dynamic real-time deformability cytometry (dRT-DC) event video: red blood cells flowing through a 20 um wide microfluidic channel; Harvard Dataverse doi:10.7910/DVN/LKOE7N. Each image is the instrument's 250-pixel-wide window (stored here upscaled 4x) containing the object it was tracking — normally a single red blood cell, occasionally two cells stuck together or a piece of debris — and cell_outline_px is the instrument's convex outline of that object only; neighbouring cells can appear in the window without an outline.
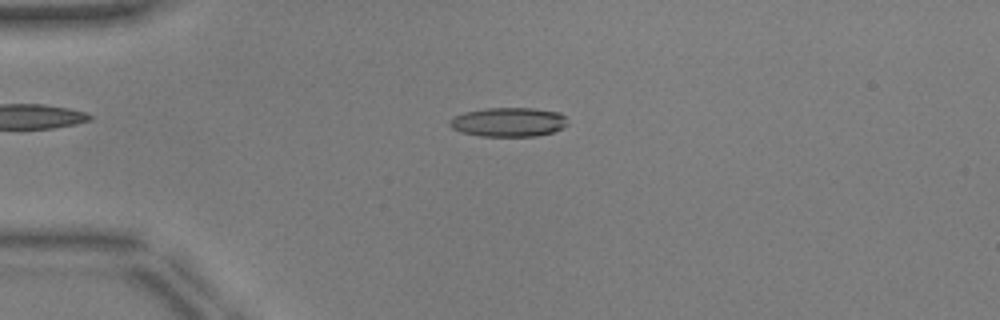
{"species": "common noctule bat (a hibernating species)", "species_latin": "Nyctalus noctula", "temperature_condition": "warm", "stored_images_in_passage": 42, "camera_frame_rate_fps": 3000, "um_per_image_px": 0.085, "animal": {"sex": "male", "body_mass_g": 17.9, "forearm_length_mm": 54.2}, "frame": {"image": 1, "passage_image": 4, "time_ms": 1.0, "image_size_px": [1000, 320], "cell_outline_px": [[568, 124], [564, 128], [552, 132], [536, 136], [480, 136], [460, 132], [452, 128], [448, 124], [448, 120], [464, 112], [484, 108], [532, 108], [560, 112], [564, 116]], "centroid_in_image_um": [43.21, 10.37], "position_along_channel_um": 41.8, "area_um2": 20.17}}
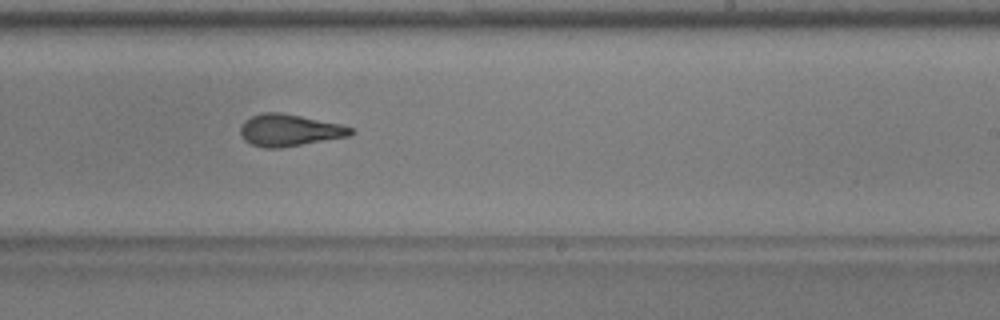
{"frame": {"image": 2, "passage_image": 23, "time_ms": 7.333, "image_size_px": [1000, 320], "cell_outline_px": [[356, 132], [348, 136], [280, 148], [264, 148], [252, 144], [244, 140], [240, 136], [240, 128], [244, 120], [252, 116], [264, 112], [280, 112], [340, 124], [352, 128]], "centroid_in_image_um": [24.56, 11.07], "position_along_channel_um": 264.4, "area_um2": 20.4}}
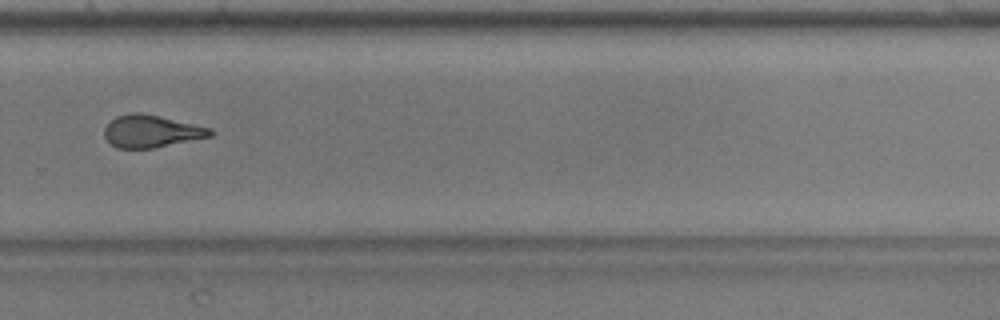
{"frame": {"image": 3, "passage_image": 27, "time_ms": 8.667, "image_size_px": [1000, 320], "cell_outline_px": [[216, 132], [212, 136], [152, 148], [116, 148], [104, 136], [104, 128], [116, 116], [132, 112], [140, 112], [160, 116], [212, 128]], "centroid_in_image_um": [12.88, 11.15], "position_along_channel_um": 316.9, "area_um2": 19.94}, "authors_computed_cell_mechanics": {"area_um2": 20.6635, "velocity_mm_per_s": 3.966, "shape_relaxation_time_tau1_ms": 8.2241, "shape_relaxation_time_tau2_ms": 2.0883, "deformation_change_tau1": 0.2272, "deformation_change_tau2": 0.119}}